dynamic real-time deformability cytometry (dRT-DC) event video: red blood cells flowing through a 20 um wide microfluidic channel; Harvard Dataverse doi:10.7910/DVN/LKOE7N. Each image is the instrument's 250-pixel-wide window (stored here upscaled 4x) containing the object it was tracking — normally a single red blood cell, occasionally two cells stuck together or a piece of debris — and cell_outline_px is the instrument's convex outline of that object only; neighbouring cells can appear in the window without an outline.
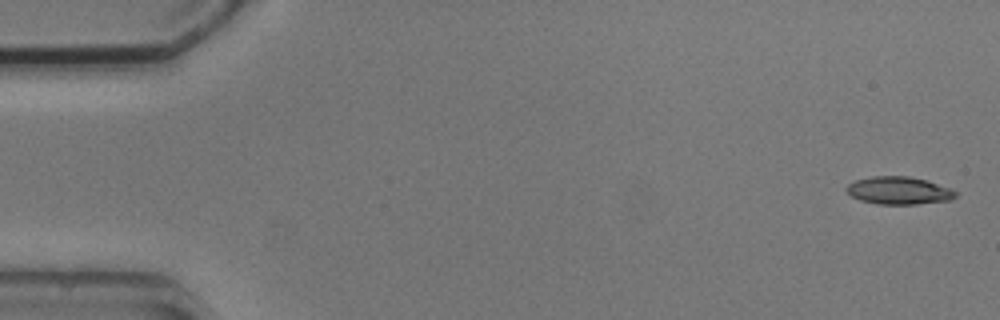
{"species": "common noctule bat (a hibernating species)", "species_latin": "Nyctalus noctula", "temperature_condition": "cold", "stored_images_in_passage": 5, "camera_frame_rate_fps": 3000, "um_per_image_px": 0.085, "animal": {"sex": "male", "body_mass_g": 20.5, "forearm_length_mm": 52.5}, "frame": {"image": 1, "passage_image": 1, "time_ms": 0.0, "image_size_px": [1000, 320], "cell_outline_px": [[956, 196], [952, 200], [916, 204], [880, 204], [860, 200], [852, 196], [844, 188], [848, 184], [856, 180], [872, 176], [908, 176], [928, 180], [952, 188], [956, 192]], "centroid_in_image_um": [76.43, 16.19], "position_along_channel_um": 8.6, "area_um2": 17.69}}
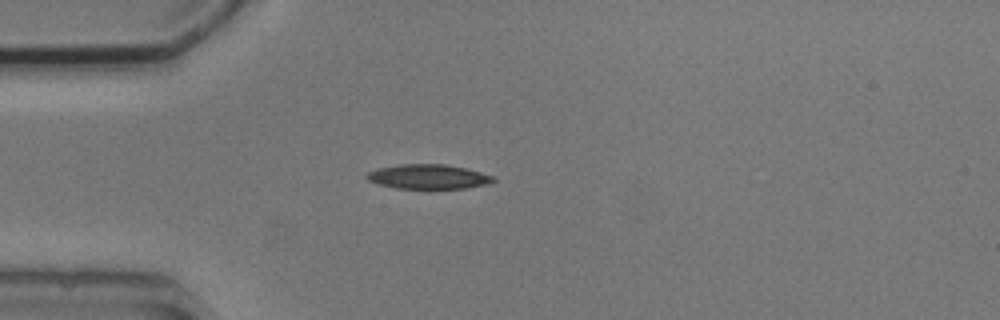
{"frame": {"image": 2, "passage_image": 5, "time_ms": 4.333, "image_size_px": [1000, 320], "cell_outline_px": [[496, 180], [488, 184], [464, 188], [396, 188], [380, 184], [368, 180], [364, 176], [368, 172], [380, 168], [400, 164], [444, 164], [468, 168], [492, 176]], "centroid_in_image_um": [36.41, 15.01], "position_along_channel_um": 48.6, "area_um2": 17.92}}